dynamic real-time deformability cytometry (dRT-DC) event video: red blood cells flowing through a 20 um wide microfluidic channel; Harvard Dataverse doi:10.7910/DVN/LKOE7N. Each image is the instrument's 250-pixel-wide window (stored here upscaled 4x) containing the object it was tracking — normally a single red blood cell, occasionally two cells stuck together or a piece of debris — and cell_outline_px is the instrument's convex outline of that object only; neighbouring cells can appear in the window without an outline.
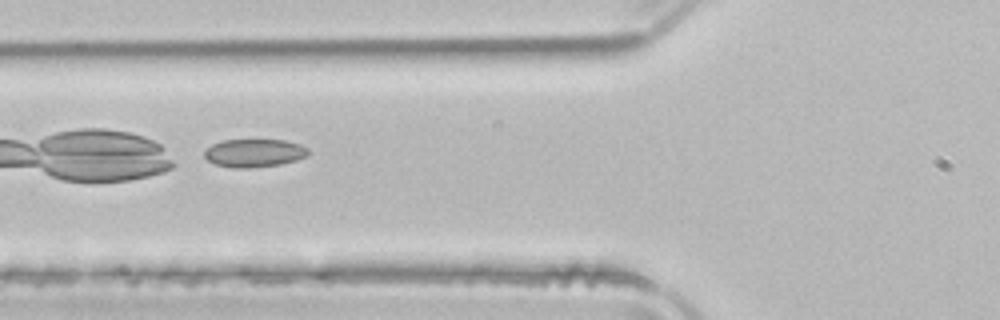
{"species": "common noctule bat (a hibernating species)", "species_latin": "Nyctalus noctula", "temperature_condition": "room temperature", "stored_images_in_passage": 6, "camera_frame_rate_fps": 3000, "um_per_image_px": 0.085, "animal": {"sex": "male", "body_mass_g": 21.5, "forearm_length_mm": 52.0}, "frame": {"image": 1, "passage_image": 4, "time_ms": 1.0, "image_size_px": [1000, 320], "cell_outline_px": [[308, 156], [296, 160], [280, 164], [248, 168], [236, 168], [216, 164], [208, 160], [204, 156], [204, 152], [212, 144], [220, 140], [284, 140], [300, 144], [308, 148]], "centroid_in_image_um": [21.62, 13.0], "position_along_channel_um": 104.2, "area_um2": 16.94}}
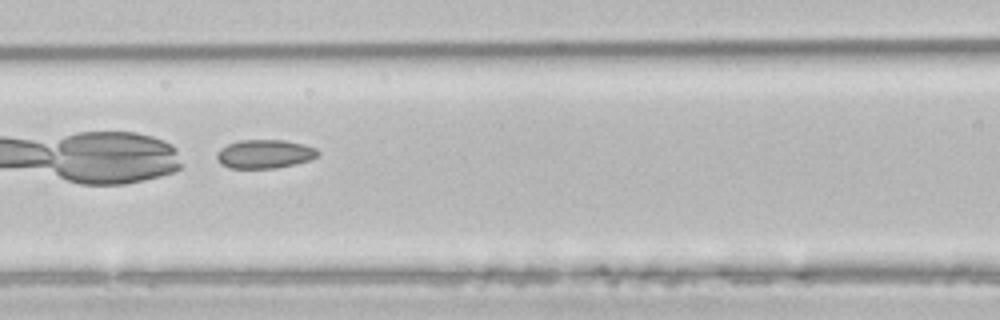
{"frame": {"image": 2, "passage_image": 5, "time_ms": 1.333, "image_size_px": [1000, 320], "cell_outline_px": [[320, 156], [296, 164], [276, 168], [228, 168], [220, 164], [216, 160], [216, 152], [220, 148], [228, 144], [240, 140], [284, 140], [304, 144], [316, 148], [320, 152]], "centroid_in_image_um": [22.49, 13.09], "position_along_channel_um": 144.1, "area_um2": 17.17}}
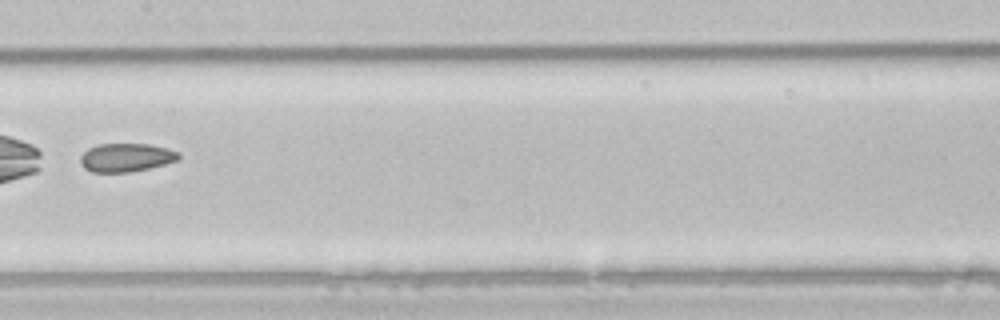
{"frame": {"image": 3, "passage_image": 6, "time_ms": 1.667, "image_size_px": [1000, 320], "cell_outline_px": [[180, 160], [148, 168], [128, 172], [92, 172], [84, 168], [80, 164], [80, 156], [88, 148], [100, 144], [148, 144], [168, 148], [180, 152]], "centroid_in_image_um": [10.73, 13.38], "position_along_channel_um": 196.7, "area_um2": 16.36}}